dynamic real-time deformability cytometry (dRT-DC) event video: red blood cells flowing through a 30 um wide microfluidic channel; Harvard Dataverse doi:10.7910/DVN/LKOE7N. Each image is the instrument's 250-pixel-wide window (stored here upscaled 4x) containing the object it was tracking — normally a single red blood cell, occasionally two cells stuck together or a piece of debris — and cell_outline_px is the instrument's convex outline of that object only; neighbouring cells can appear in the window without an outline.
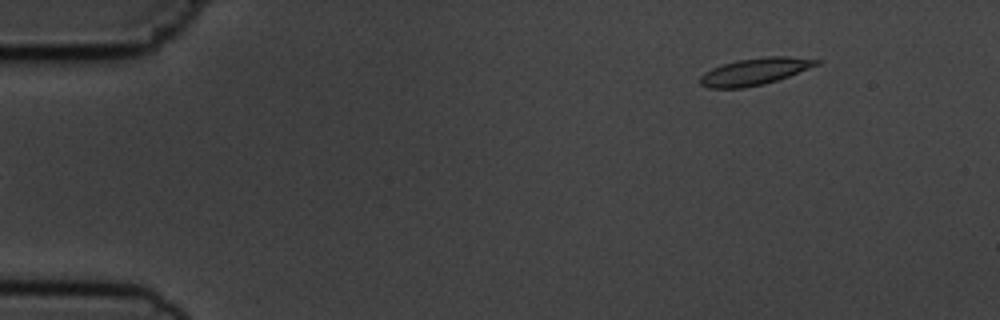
{"species": "common noctule bat (a hibernating species)", "species_latin": "Nyctalus noctula", "temperature_condition": "cold", "stored_images_in_passage": 5, "camera_frame_rate_fps": 3000, "um_per_image_px": 0.085, "animal": {"sex": "male", "body_mass_g": 19.5, "forearm_length_mm": 54.6}, "frame": {"image": 1, "passage_image": 5, "time_ms": 4.333, "image_size_px": [1000, 320], "cell_outline_px": [[820, 64], [788, 76], [764, 84], [744, 88], [708, 88], [700, 84], [700, 76], [704, 72], [712, 68], [724, 64], [740, 60], [768, 56], [788, 56], [820, 60]], "centroid_in_image_um": [64.14, 6.08], "position_along_channel_um": 20.9, "area_um2": 18.03}}